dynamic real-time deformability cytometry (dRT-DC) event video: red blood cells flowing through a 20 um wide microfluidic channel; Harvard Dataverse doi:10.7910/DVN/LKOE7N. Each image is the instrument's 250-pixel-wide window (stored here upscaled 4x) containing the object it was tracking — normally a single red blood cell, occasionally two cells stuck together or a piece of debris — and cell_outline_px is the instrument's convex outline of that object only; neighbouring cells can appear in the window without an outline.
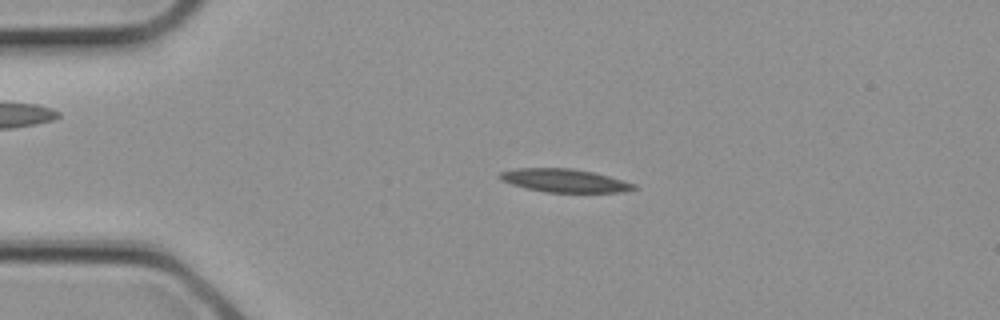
{"species": "common noctule bat (a hibernating species)", "species_latin": "Nyctalus noctula", "temperature_condition": "cold", "stored_images_in_passage": 1, "camera_frame_rate_fps": 3000, "um_per_image_px": 0.085, "animal": {"sex": "female", "body_mass_g": 21.9}, "frame": {"image": 1, "passage_image": 1, "time_ms": 0.0, "image_size_px": [1000, 320], "cell_outline_px": [[636, 188], [624, 192], [544, 192], [512, 184], [500, 180], [496, 176], [500, 172], [516, 168], [572, 168], [592, 172], [608, 176], [636, 184]], "centroid_in_image_um": [47.95, 15.34], "position_along_channel_um": 37.1, "area_um2": 18.09}}